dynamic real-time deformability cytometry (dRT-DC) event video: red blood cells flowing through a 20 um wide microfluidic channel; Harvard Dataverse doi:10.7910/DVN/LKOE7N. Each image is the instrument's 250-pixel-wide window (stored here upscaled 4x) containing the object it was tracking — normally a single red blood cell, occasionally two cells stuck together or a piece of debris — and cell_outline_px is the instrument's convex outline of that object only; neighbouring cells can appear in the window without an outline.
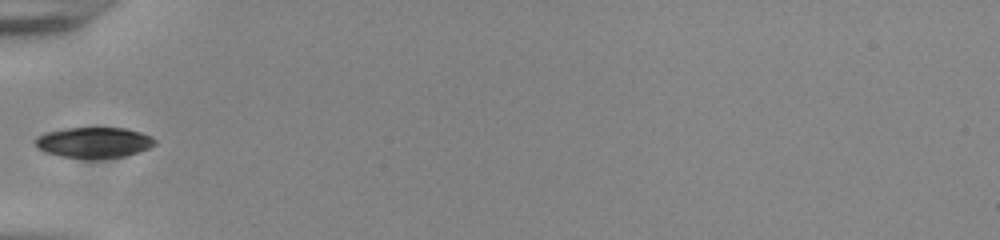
{"species": "common noctule bat (a hibernating species)", "species_latin": "Nyctalus noctula", "temperature_condition": "room temperature", "stored_images_in_passage": 35, "camera_frame_rate_fps": 3000, "um_per_image_px": 0.085, "animal": {"sex": "male", "body_mass_g": 20.0, "forearm_length_mm": 53.3}, "frame": {"image": 1, "passage_image": 1, "time_ms": 0.0, "image_size_px": [1000, 240], "cell_outline_px": [[156, 144], [148, 148], [124, 156], [92, 160], [88, 160], [60, 156], [48, 152], [40, 148], [36, 144], [36, 136], [44, 132], [64, 128], [124, 128], [140, 132], [152, 136], [156, 140]], "centroid_in_image_um": [7.98, 12.12], "position_along_channel_um": 77.0, "area_um2": 21.5}}
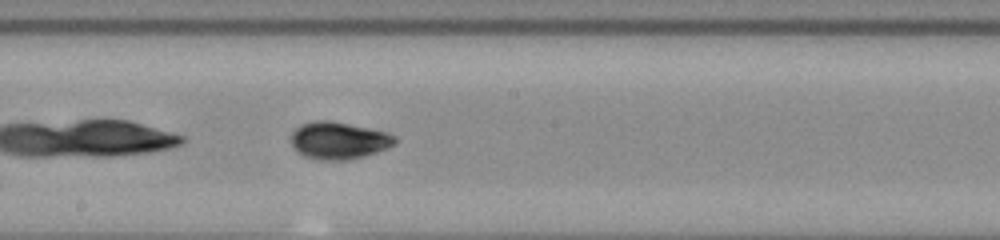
{"frame": {"image": 2, "passage_image": 12, "time_ms": 3.667, "image_size_px": [1000, 240], "cell_outline_px": [[396, 144], [388, 148], [364, 156], [348, 160], [320, 160], [304, 156], [296, 152], [292, 148], [292, 132], [300, 124], [316, 120], [328, 120], [388, 132], [396, 136]], "centroid_in_image_um": [28.78, 11.95], "position_along_channel_um": 219.4, "area_um2": 22.66}}
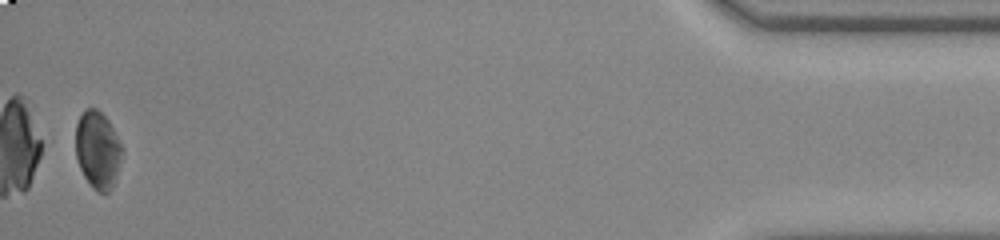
{"frame": {"image": 3, "passage_image": 34, "time_ms": 11.0, "image_size_px": [1000, 240], "cell_outline_px": [[124, 148], [112, 188], [108, 192], [100, 192], [92, 188], [84, 176], [80, 168], [76, 156], [76, 124], [84, 108], [96, 108], [108, 120]], "centroid_in_image_um": [8.3, 12.72], "position_along_channel_um": 426.9, "area_um2": 20.87}, "authors_computed_cell_mechanics": {"area_um2": 21.5594, "velocity_mm_per_s": 3.8718, "shape_relaxation_time_tau1_ms": 2.2933, "shape_relaxation_time_tau2_ms": 1.7971, "deformation_change_tau1": 0.0987, "deformation_change_tau2": 0.0525}}